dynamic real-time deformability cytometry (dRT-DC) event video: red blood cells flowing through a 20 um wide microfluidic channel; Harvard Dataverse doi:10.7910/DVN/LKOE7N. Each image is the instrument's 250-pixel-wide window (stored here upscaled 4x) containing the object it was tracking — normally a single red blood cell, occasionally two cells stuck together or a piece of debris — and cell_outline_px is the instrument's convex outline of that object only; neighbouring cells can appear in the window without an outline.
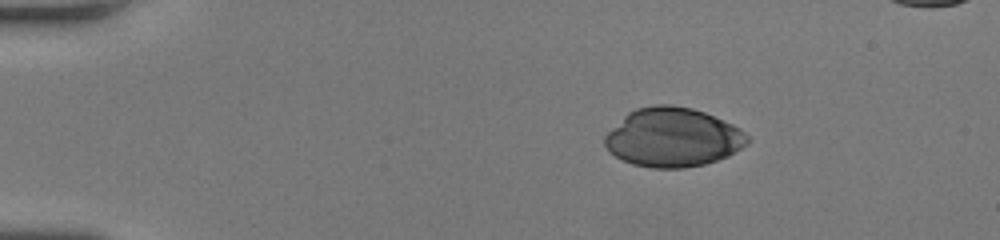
{"species": "human", "species_latin": "Homo sapiens", "temperature_condition": "room temperature", "stored_images_in_passage": 42, "camera_frame_rate_fps": 3000, "um_per_image_px": 0.085, "donor": {"sex": "female"}, "frame": {"image": 1, "passage_image": 1, "time_ms": 0.0, "image_size_px": [1000, 240], "cell_outline_px": [[748, 144], [728, 156], [704, 164], [684, 168], [652, 168], [632, 164], [616, 156], [604, 144], [604, 136], [628, 112], [636, 108], [656, 104], [668, 104], [692, 108], [704, 112], [732, 124], [740, 128], [748, 136]], "centroid_in_image_um": [57.2, 11.67], "position_along_channel_um": 27.8, "area_um2": 48.84}}